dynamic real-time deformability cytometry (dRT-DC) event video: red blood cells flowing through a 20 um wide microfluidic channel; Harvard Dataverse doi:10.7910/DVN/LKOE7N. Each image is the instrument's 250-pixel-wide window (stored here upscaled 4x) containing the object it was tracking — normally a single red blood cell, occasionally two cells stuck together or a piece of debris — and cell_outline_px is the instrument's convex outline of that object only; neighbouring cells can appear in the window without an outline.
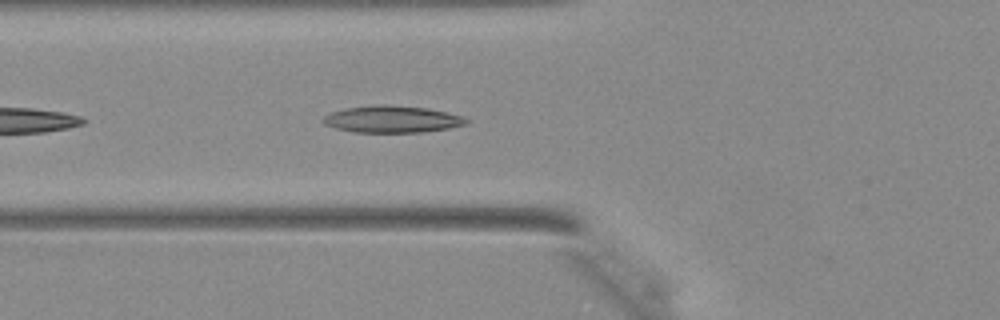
{"species": "Egyptian fruit bat (a non-hibernating species)", "species_latin": "Rousettus aegyptiacus", "temperature_condition": "warm", "stored_images_in_passage": 5, "camera_frame_rate_fps": 3000, "um_per_image_px": 0.085, "animal": {"sex": "female"}, "frame": {"image": 1, "passage_image": 4, "time_ms": 1.0, "image_size_px": [1000, 320], "cell_outline_px": [[468, 124], [448, 128], [424, 132], [356, 132], [336, 128], [324, 124], [324, 116], [332, 112], [344, 108], [424, 108], [448, 112], [464, 116], [468, 120]], "centroid_in_image_um": [33.4, 10.19], "position_along_channel_um": 92.4, "area_um2": 21.1}}